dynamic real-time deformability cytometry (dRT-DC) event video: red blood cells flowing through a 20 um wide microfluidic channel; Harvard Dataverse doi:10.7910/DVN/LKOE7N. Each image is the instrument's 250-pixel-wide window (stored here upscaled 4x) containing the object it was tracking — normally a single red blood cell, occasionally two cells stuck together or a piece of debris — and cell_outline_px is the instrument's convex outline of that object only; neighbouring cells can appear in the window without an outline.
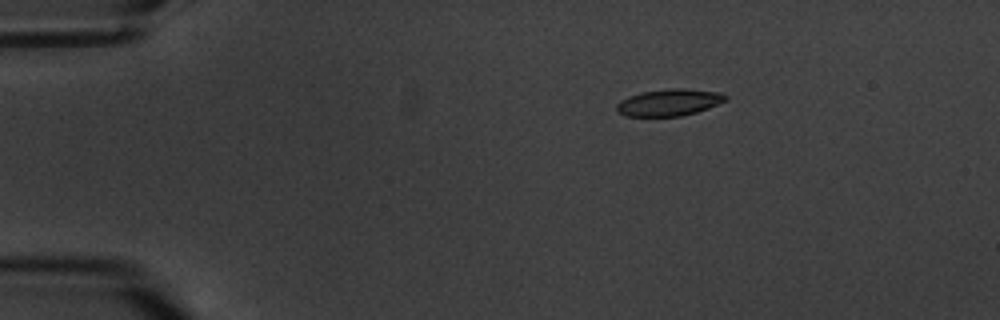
{"species": "common noctule bat (a hibernating species)", "species_latin": "Nyctalus noctula", "temperature_condition": "warm", "stored_images_in_passage": 6, "camera_frame_rate_fps": 3000, "um_per_image_px": 0.085, "animal": {"sex": "male", "body_mass_g": 20.1, "forearm_length_mm": 53.5}, "frame": {"image": 1, "passage_image": 4, "time_ms": 3.333, "image_size_px": [1000, 320], "cell_outline_px": [[728, 100], [708, 108], [696, 112], [680, 116], [624, 116], [616, 112], [616, 104], [620, 100], [628, 96], [640, 92], [672, 88], [684, 88], [720, 92], [728, 96]], "centroid_in_image_um": [56.86, 8.7], "position_along_channel_um": 28.1, "area_um2": 17.22}}